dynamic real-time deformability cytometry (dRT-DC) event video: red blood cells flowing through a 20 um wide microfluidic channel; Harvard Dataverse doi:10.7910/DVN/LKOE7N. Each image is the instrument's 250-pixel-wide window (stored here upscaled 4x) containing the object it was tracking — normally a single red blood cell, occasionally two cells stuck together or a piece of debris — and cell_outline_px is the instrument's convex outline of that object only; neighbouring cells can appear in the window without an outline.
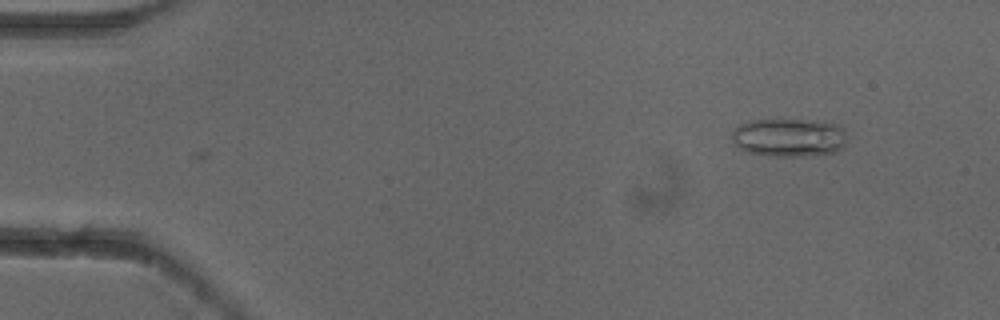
{"species": "common noctule bat (a hibernating species)", "species_latin": "Nyctalus noctula", "temperature_condition": "cold", "stored_images_in_passage": 3, "camera_frame_rate_fps": 3000, "um_per_image_px": 0.085, "animal": {"sex": "female"}, "frame": {"image": 1, "passage_image": 1, "time_ms": 0.0, "image_size_px": [1000, 320], "cell_outline_px": [[844, 144], [836, 152], [800, 156], [764, 156], [748, 152], [736, 148], [732, 140], [732, 132], [740, 124], [748, 120], [780, 116], [836, 124], [844, 128]], "centroid_in_image_um": [66.97, 11.64], "position_along_channel_um": 18.0, "area_um2": 26.59}}